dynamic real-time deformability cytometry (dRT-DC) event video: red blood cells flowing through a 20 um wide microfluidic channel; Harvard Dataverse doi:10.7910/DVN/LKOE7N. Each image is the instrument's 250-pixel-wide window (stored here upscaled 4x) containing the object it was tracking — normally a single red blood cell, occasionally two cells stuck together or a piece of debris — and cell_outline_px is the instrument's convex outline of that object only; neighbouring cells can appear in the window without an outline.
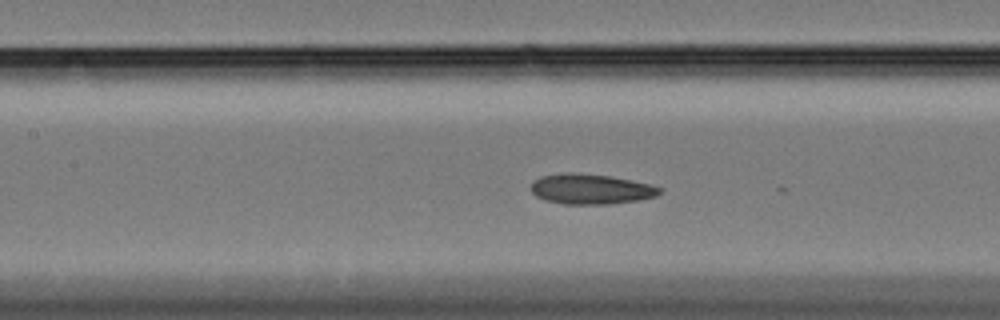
{"species": "Egyptian fruit bat (a non-hibernating species)", "species_latin": "Rousettus aegyptiacus", "temperature_condition": "cold", "stored_images_in_passage": 35, "camera_frame_rate_fps": 3000, "um_per_image_px": 0.085, "animal": {"sex": "female"}, "frame": {"image": 1, "passage_image": 27, "time_ms": 8.667, "image_size_px": [1000, 320], "cell_outline_px": [[664, 192], [656, 196], [636, 200], [612, 204], [564, 204], [544, 200], [536, 196], [532, 192], [532, 180], [540, 176], [564, 172], [572, 172], [608, 176], [632, 180], [648, 184], [660, 188]], "centroid_in_image_um": [50.19, 16.07], "position_along_channel_um": 157.2, "area_um2": 22.66}}
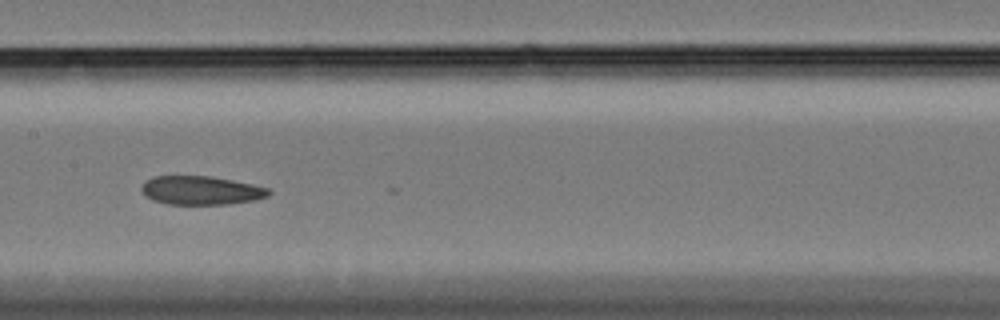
{"frame": {"image": 2, "passage_image": 30, "time_ms": 9.667, "image_size_px": [1000, 320], "cell_outline_px": [[272, 192], [268, 196], [256, 200], [228, 204], [168, 204], [152, 200], [144, 196], [140, 188], [152, 176], [212, 176], [252, 184], [268, 188]], "centroid_in_image_um": [17.09, 16.18], "position_along_channel_um": 190.3, "area_um2": 21.33}}
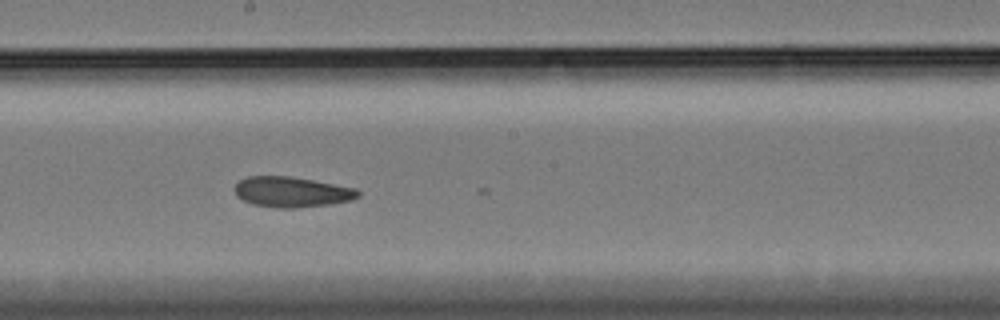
{"frame": {"image": 3, "passage_image": 33, "time_ms": 10.667, "image_size_px": [1000, 320], "cell_outline_px": [[360, 196], [352, 200], [328, 204], [296, 208], [276, 208], [252, 204], [236, 196], [232, 188], [240, 180], [248, 176], [288, 176], [312, 180], [356, 188], [360, 192]], "centroid_in_image_um": [24.77, 16.32], "position_along_channel_um": 223.4, "area_um2": 21.91}}